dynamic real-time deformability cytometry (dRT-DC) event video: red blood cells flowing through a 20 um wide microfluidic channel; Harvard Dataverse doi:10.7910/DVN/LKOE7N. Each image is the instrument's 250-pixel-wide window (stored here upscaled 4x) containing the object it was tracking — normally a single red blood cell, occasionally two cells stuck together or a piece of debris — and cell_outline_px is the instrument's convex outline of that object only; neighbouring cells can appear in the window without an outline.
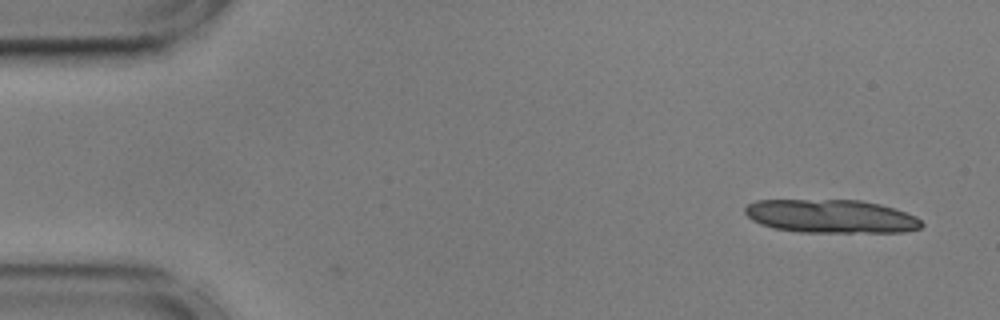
{"species": "common noctule bat (a hibernating species)", "species_latin": "Nyctalus noctula", "temperature_condition": "cold", "stored_images_in_passage": 13, "camera_frame_rate_fps": 3000, "um_per_image_px": 0.085, "animal": {"sex": "male", "body_mass_g": 17.9, "forearm_length_mm": 54.2}, "frame": {"image": 1, "passage_image": 1, "time_ms": 0.0, "image_size_px": [1000, 320], "cell_outline_px": [[924, 224], [920, 228], [904, 232], [800, 232], [772, 228], [760, 224], [752, 220], [744, 212], [744, 208], [748, 204], [756, 200], [860, 200], [880, 204], [916, 216]], "centroid_in_image_um": [70.61, 18.39], "position_along_channel_um": 14.4, "area_um2": 34.45}}